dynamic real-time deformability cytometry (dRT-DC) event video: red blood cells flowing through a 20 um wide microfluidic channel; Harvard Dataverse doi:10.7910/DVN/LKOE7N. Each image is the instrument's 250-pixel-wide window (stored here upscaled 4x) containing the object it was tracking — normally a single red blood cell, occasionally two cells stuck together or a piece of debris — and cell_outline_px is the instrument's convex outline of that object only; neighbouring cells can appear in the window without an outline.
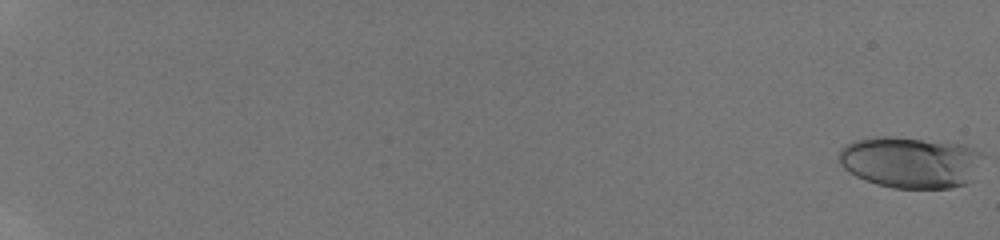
{"species": "human", "species_latin": "Homo sapiens", "temperature_condition": "room temperature", "stored_images_in_passage": 37, "camera_frame_rate_fps": 3000, "um_per_image_px": 0.085, "donor": {"sex": "male"}, "frame": {"image": 1, "passage_image": 1, "time_ms": 0.0, "image_size_px": [1000, 240], "cell_outline_px": [[984, 156], [972, 180], [968, 184], [948, 188], [892, 188], [876, 184], [864, 180], [848, 172], [840, 164], [836, 156], [840, 148], [844, 144], [856, 140], [880, 136], [888, 136], [944, 140], [964, 144], [980, 152]], "centroid_in_image_um": [77.38, 13.77], "position_along_channel_um": 7.6, "area_um2": 44.1}}
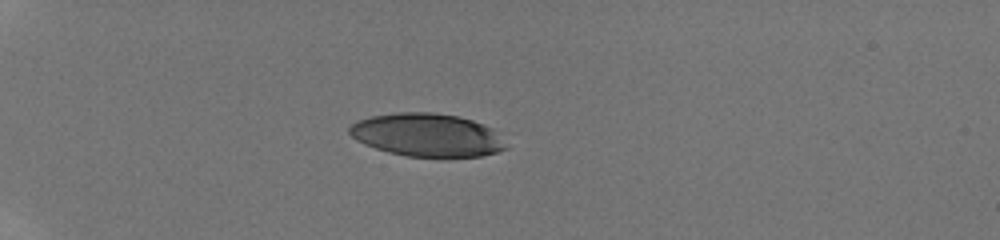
{"frame": {"image": 2, "passage_image": 30, "time_ms": 6.0, "image_size_px": [1000, 240], "cell_outline_px": [[508, 148], [496, 152], [480, 156], [408, 156], [388, 152], [364, 144], [356, 140], [348, 132], [348, 128], [356, 120], [372, 116], [400, 112], [432, 112], [456, 116], [472, 120], [484, 124], [492, 128]], "centroid_in_image_um": [36.26, 11.46], "position_along_channel_um": 48.7, "area_um2": 38.96}}
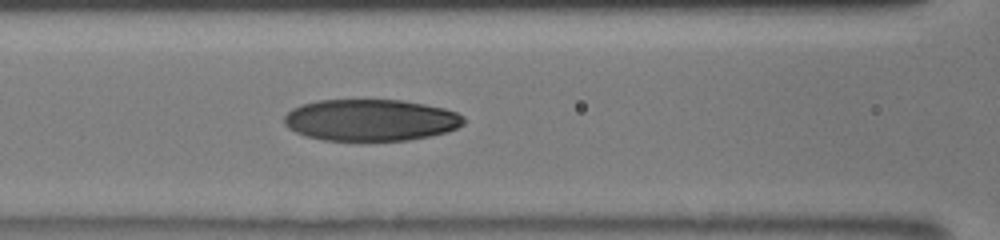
{"frame": {"image": 3, "passage_image": 37, "time_ms": 9.333, "image_size_px": [1000, 240], "cell_outline_px": [[464, 124], [448, 132], [408, 140], [324, 140], [308, 136], [296, 132], [288, 128], [284, 124], [284, 116], [292, 108], [300, 104], [320, 100], [404, 100], [444, 108], [456, 112], [464, 116]], "centroid_in_image_um": [31.51, 10.2], "position_along_channel_um": 135.1, "area_um2": 43.58}}